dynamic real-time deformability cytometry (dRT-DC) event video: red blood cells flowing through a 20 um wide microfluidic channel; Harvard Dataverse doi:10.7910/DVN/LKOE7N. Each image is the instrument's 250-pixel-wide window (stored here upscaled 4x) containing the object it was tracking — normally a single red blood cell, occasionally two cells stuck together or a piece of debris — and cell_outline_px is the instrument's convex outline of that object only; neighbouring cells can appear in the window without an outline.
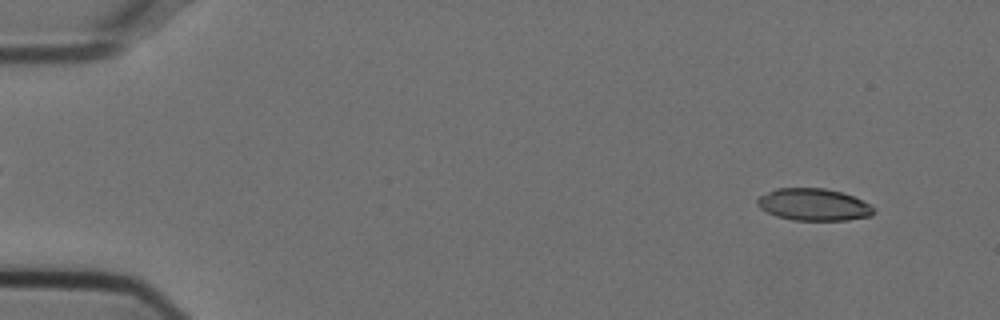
{"species": "Egyptian fruit bat (a non-hibernating species)", "species_latin": "Rousettus aegyptiacus", "temperature_condition": "cold", "stored_images_in_passage": 53, "camera_frame_rate_fps": 3000, "um_per_image_px": 0.085, "animal": {"sex": "female"}, "frame": {"image": 1, "passage_image": 4, "time_ms": 1.0, "image_size_px": [1000, 320], "cell_outline_px": [[876, 212], [872, 216], [848, 220], [792, 220], [776, 216], [760, 208], [756, 204], [756, 200], [760, 196], [776, 188], [824, 188], [840, 192], [852, 196], [876, 208]], "centroid_in_image_um": [69.16, 17.4], "position_along_channel_um": 15.8, "area_um2": 21.73}}
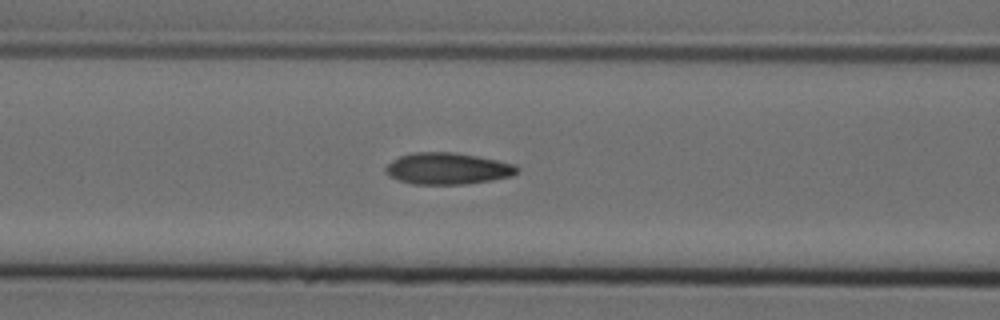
{"frame": {"image": 2, "passage_image": 22, "time_ms": 7.0, "image_size_px": [1000, 320], "cell_outline_px": [[520, 168], [512, 176], [492, 180], [464, 184], [412, 184], [388, 176], [384, 172], [384, 168], [392, 160], [400, 156], [412, 152], [452, 152], [476, 156], [516, 164]], "centroid_in_image_um": [38.02, 14.33], "position_along_channel_um": 128.6, "area_um2": 24.22}}
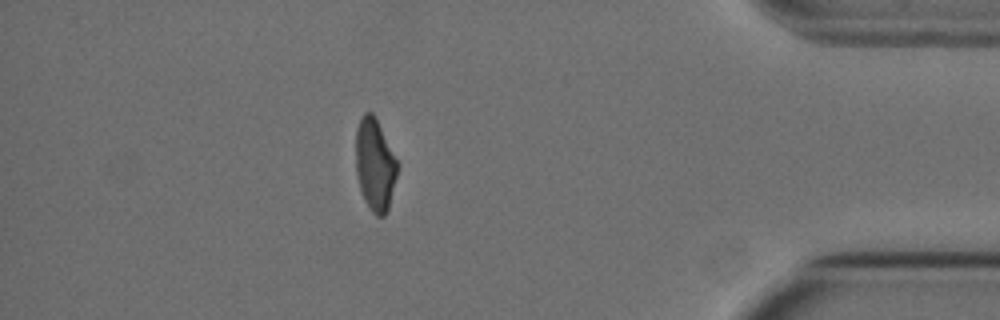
{"frame": {"image": 3, "passage_image": 47, "time_ms": 15.333, "image_size_px": [1000, 320], "cell_outline_px": [[396, 176], [388, 208], [384, 216], [376, 216], [372, 212], [364, 200], [360, 188], [356, 172], [356, 128], [364, 112], [372, 112], [396, 160]], "centroid_in_image_um": [31.83, 14.03], "position_along_channel_um": 403.4, "area_um2": 21.62}, "authors_computed_cell_mechanics": {"area_um2": 23.2934, "velocity_mm_per_s": 3.7595, "shape_relaxation_time_tau1_ms": 9.6109, "shape_relaxation_time_tau2_ms": 2.0475, "deformation_change_tau1": 0.2242, "deformation_change_tau2": 0.0882}}